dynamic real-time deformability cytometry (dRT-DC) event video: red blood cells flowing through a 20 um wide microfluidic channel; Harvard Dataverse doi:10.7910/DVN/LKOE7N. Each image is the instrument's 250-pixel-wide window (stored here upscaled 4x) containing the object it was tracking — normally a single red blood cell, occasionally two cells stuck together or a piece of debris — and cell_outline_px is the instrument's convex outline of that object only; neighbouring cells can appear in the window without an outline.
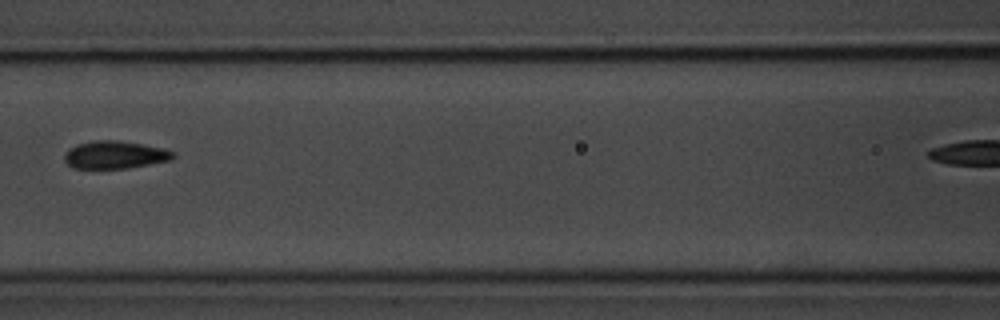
{"species": "common noctule bat (a hibernating species)", "species_latin": "Nyctalus noctula", "temperature_condition": "room temperature", "stored_images_in_passage": 11, "camera_frame_rate_fps": 3000, "um_per_image_px": 0.085, "animal": {"sex": "male", "body_mass_g": 20.1, "forearm_length_mm": 53.5}, "frame": {"image": 1, "passage_image": 7, "time_ms": 7.0, "image_size_px": [1000, 320], "cell_outline_px": [[176, 156], [172, 160], [124, 168], [76, 168], [68, 164], [64, 160], [64, 156], [68, 148], [76, 144], [92, 140], [116, 140], [164, 148], [176, 152]], "centroid_in_image_um": [9.77, 13.14], "position_along_channel_um": 156.8, "area_um2": 17.51}}
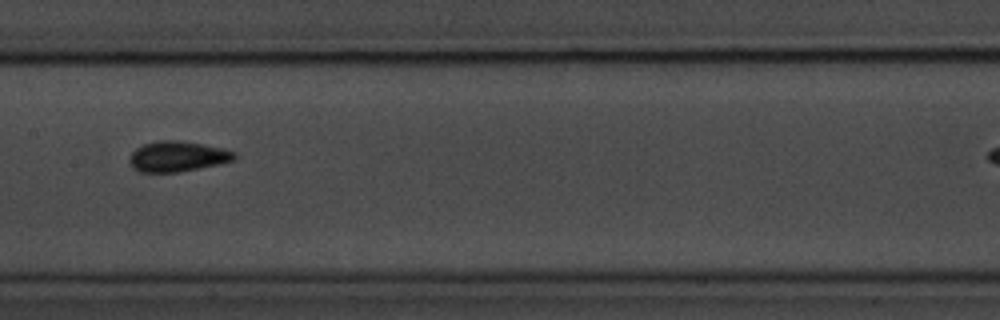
{"frame": {"image": 2, "passage_image": 8, "time_ms": 8.0, "image_size_px": [1000, 320], "cell_outline_px": [[236, 156], [232, 160], [216, 164], [180, 172], [140, 172], [132, 168], [128, 160], [132, 152], [136, 148], [144, 144], [160, 140], [176, 140], [204, 144], [224, 148], [236, 152]], "centroid_in_image_um": [15.05, 13.29], "position_along_channel_um": 192.3, "area_um2": 18.55}}